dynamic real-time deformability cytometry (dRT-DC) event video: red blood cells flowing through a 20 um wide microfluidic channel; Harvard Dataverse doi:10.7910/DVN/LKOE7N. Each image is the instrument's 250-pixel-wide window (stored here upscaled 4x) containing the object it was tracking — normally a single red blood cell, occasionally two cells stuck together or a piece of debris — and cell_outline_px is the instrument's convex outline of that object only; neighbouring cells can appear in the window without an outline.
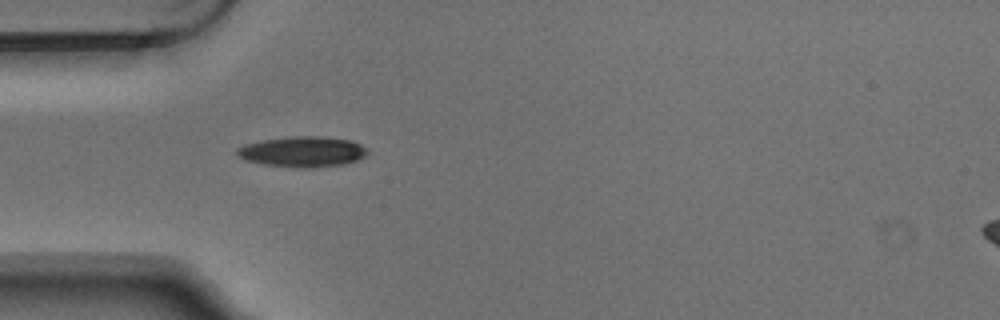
{"species": "Egyptian fruit bat (a non-hibernating species)", "species_latin": "Rousettus aegyptiacus", "temperature_condition": "warm", "stored_images_in_passage": 3, "camera_frame_rate_fps": 3000, "um_per_image_px": 0.085, "animal": {"sex": "male"}, "frame": {"image": 1, "passage_image": 3, "time_ms": 0.667, "image_size_px": [1000, 320], "cell_outline_px": [[368, 152], [364, 156], [356, 160], [344, 164], [308, 168], [300, 168], [264, 164], [244, 160], [236, 156], [236, 148], [248, 144], [264, 140], [292, 136], [316, 136], [348, 140], [360, 144]], "centroid_in_image_um": [25.67, 12.9], "position_along_channel_um": 59.3, "area_um2": 22.89}}